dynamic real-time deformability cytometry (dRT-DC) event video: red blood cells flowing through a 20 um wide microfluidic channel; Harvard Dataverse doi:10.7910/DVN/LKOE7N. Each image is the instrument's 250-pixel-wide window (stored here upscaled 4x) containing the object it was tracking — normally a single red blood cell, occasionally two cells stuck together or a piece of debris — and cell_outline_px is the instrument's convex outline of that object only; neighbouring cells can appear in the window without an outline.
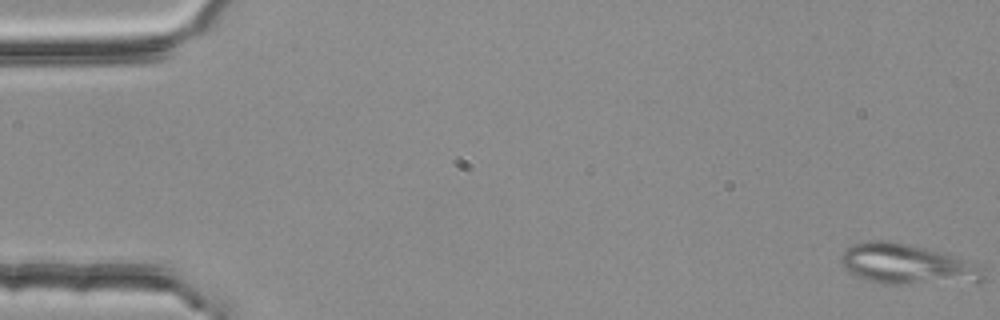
{"species": "common noctule bat (a hibernating species)", "species_latin": "Nyctalus noctula", "temperature_condition": "room temperature", "stored_images_in_passage": 53, "segment_of_instrument_passage": [1, 2], "camera_frame_rate_fps": 3000, "um_per_image_px": 0.085, "animal": {"sex": "female", "body_mass_g": 25.1}, "frame": {"image": 1, "passage_image": 1, "time_ms": 0.0, "image_size_px": [1000, 320], "cell_outline_px": [[984, 280], [980, 284], [884, 284], [868, 280], [848, 272], [840, 264], [840, 256], [844, 248], [852, 244], [868, 240], [888, 240], [908, 244], [944, 252], [968, 260], [984, 268]], "centroid_in_image_um": [77.17, 22.48], "position_along_channel_um": 7.8, "area_um2": 34.56}}